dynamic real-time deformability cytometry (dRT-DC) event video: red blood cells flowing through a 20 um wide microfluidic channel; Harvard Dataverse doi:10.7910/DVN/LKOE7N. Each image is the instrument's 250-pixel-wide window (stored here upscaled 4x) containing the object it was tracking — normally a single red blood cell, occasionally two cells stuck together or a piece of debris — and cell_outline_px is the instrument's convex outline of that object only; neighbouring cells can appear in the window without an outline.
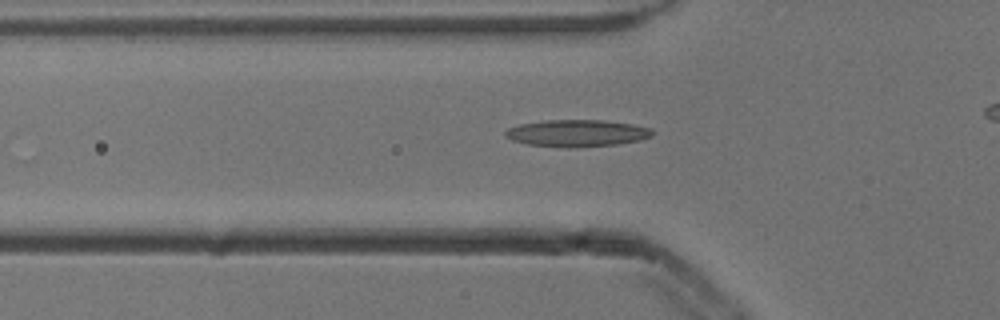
{"species": "common noctule bat (a hibernating species)", "species_latin": "Nyctalus noctula", "temperature_condition": "cold", "stored_images_in_passage": 27, "camera_frame_rate_fps": 3000, "um_per_image_px": 0.085, "animal": {"sex": "male", "body_mass_g": 13.3}, "frame": {"image": 1, "passage_image": 5, "time_ms": 1.333, "image_size_px": [1000, 320], "cell_outline_px": [[652, 136], [640, 140], [616, 144], [528, 144], [512, 140], [504, 136], [504, 132], [508, 128], [520, 124], [548, 120], [604, 120], [632, 124], [652, 128]], "centroid_in_image_um": [49.07, 11.26], "position_along_channel_um": 76.7, "area_um2": 21.73}}
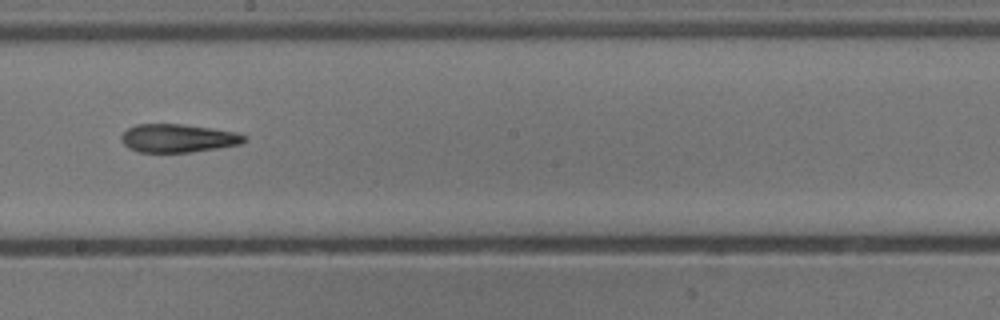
{"frame": {"image": 2, "passage_image": 17, "time_ms": 5.333, "image_size_px": [1000, 320], "cell_outline_px": [[248, 140], [240, 144], [216, 148], [188, 152], [140, 152], [128, 148], [124, 144], [120, 136], [128, 128], [136, 124], [184, 124], [240, 132], [248, 136]], "centroid_in_image_um": [15.18, 11.73], "position_along_channel_um": 233.0, "area_um2": 20.4}}
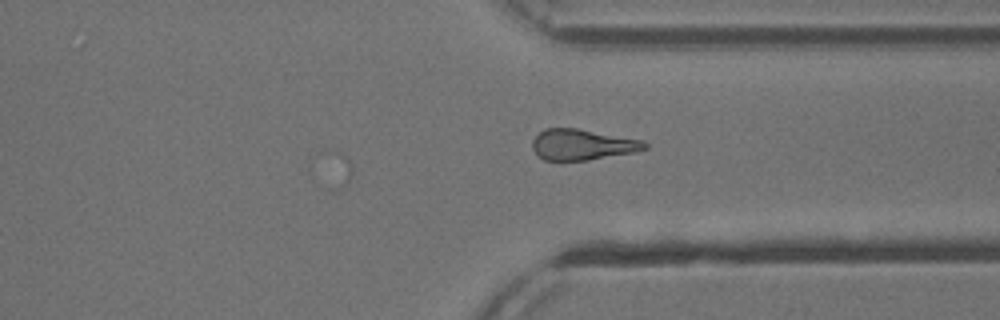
{"frame": {"image": 3, "passage_image": 27, "time_ms": 8.667, "image_size_px": [1000, 320], "cell_outline_px": [[648, 148], [636, 152], [588, 160], [544, 160], [532, 148], [532, 140], [544, 128], [576, 128], [644, 140], [648, 144]], "centroid_in_image_um": [49.54, 12.29], "position_along_channel_um": 361.9, "area_um2": 20.17}}